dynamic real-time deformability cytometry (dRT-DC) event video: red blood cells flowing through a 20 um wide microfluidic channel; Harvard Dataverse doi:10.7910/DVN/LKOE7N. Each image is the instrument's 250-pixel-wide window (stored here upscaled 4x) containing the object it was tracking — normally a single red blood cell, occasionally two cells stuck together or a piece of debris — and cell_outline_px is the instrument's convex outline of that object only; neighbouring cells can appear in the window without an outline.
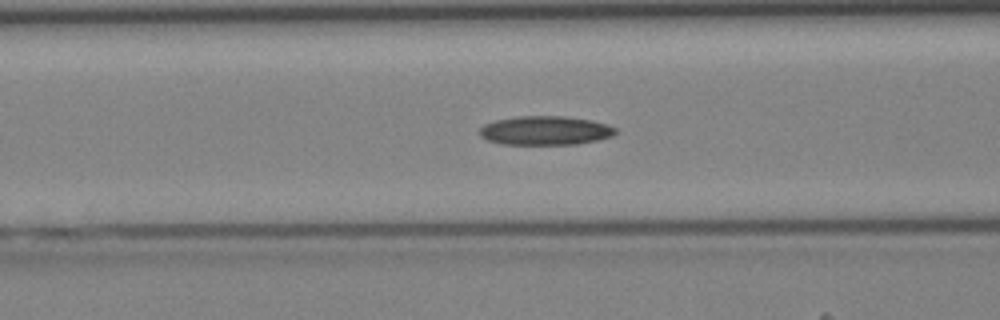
{"species": "Egyptian fruit bat (a non-hibernating species)", "species_latin": "Rousettus aegyptiacus", "temperature_condition": "cold", "stored_images_in_passage": 37, "camera_frame_rate_fps": 3000, "um_per_image_px": 0.085, "animal": {"sex": "female"}, "frame": {"image": 1, "passage_image": 17, "time_ms": 5.333, "image_size_px": [1000, 320], "cell_outline_px": [[616, 132], [612, 136], [596, 140], [576, 144], [504, 144], [488, 140], [480, 136], [480, 128], [484, 124], [496, 120], [516, 116], [564, 116], [592, 120], [608, 124], [616, 128]], "centroid_in_image_um": [46.35, 11.08], "position_along_channel_um": 120.2, "area_um2": 22.89}}
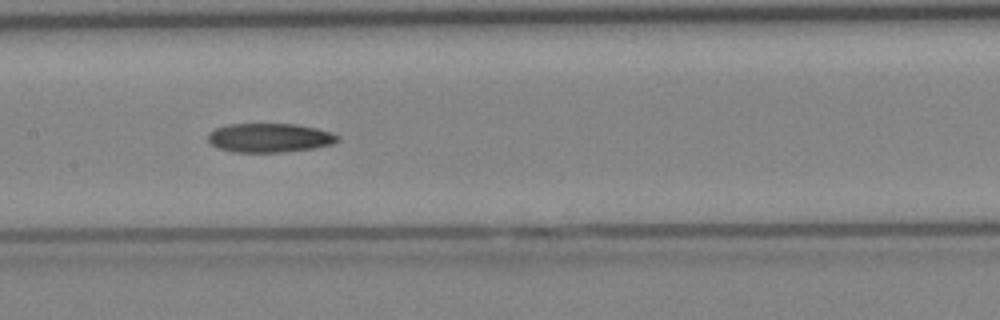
{"frame": {"image": 2, "passage_image": 21, "time_ms": 6.667, "image_size_px": [1000, 320], "cell_outline_px": [[340, 140], [332, 144], [312, 148], [280, 152], [232, 152], [216, 148], [208, 140], [208, 132], [216, 128], [228, 124], [296, 124], [316, 128], [332, 132], [340, 136]], "centroid_in_image_um": [22.9, 11.71], "position_along_channel_um": 184.5, "area_um2": 22.02}}
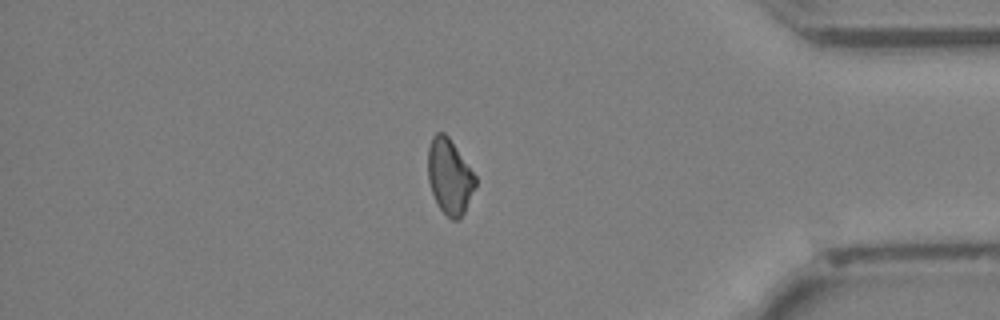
{"frame": {"image": 3, "passage_image": 36, "time_ms": 11.667, "image_size_px": [1000, 320], "cell_outline_px": [[476, 188], [464, 212], [456, 220], [452, 220], [440, 208], [432, 192], [428, 180], [428, 148], [432, 136], [436, 132], [444, 132], [448, 136], [476, 176]], "centroid_in_image_um": [38.21, 14.98], "position_along_channel_um": 397.0, "area_um2": 20.63}}